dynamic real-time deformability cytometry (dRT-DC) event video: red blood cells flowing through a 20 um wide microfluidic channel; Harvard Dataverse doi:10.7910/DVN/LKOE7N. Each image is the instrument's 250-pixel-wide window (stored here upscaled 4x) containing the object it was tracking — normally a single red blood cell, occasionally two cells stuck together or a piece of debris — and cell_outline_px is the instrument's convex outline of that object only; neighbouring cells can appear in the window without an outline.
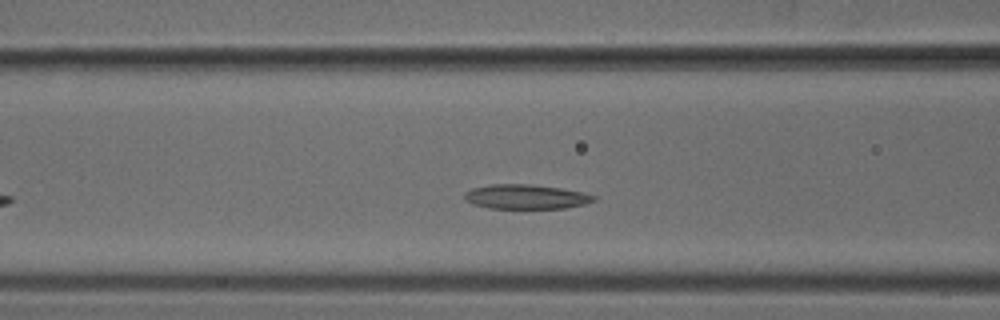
{"species": "common noctule bat (a hibernating species)", "species_latin": "Nyctalus noctula", "temperature_condition": "cold", "stored_images_in_passage": 35, "camera_frame_rate_fps": 3000, "um_per_image_px": 0.085, "animal": {"sex": "male", "body_mass_g": 18.8}, "frame": {"image": 1, "passage_image": 12, "time_ms": 3.667, "image_size_px": [1000, 320], "cell_outline_px": [[596, 200], [584, 204], [564, 208], [488, 208], [472, 204], [464, 200], [464, 192], [472, 188], [492, 184], [528, 184], [560, 188], [584, 192], [596, 196]], "centroid_in_image_um": [44.68, 16.72], "position_along_channel_um": 121.9, "area_um2": 18.5}}
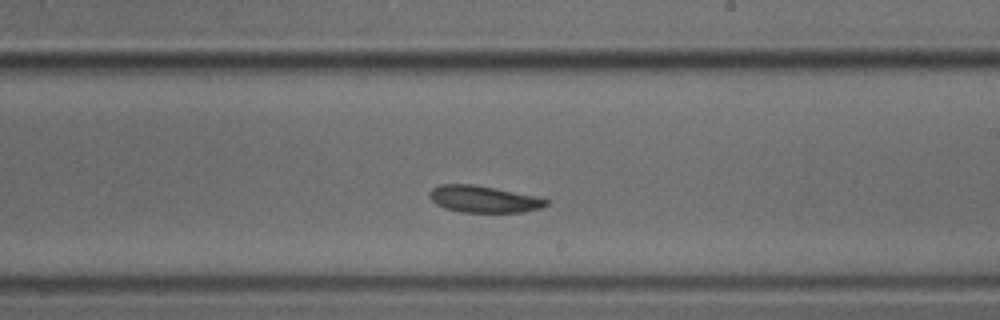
{"frame": {"image": 2, "passage_image": 22, "time_ms": 7.0, "image_size_px": [1000, 320], "cell_outline_px": [[548, 204], [540, 208], [524, 212], [460, 212], [444, 208], [436, 204], [428, 196], [428, 192], [432, 188], [440, 184], [472, 184], [536, 196], [548, 200]], "centroid_in_image_um": [41.06, 16.93], "position_along_channel_um": 247.9, "area_um2": 18.15}}
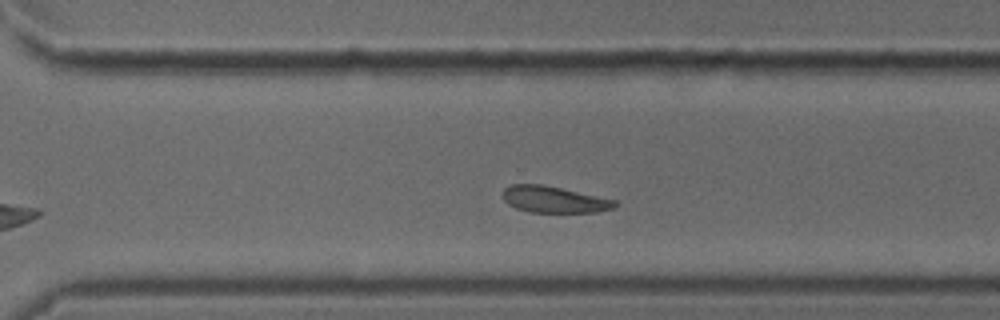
{"frame": {"image": 3, "passage_image": 28, "time_ms": 9.0, "image_size_px": [1000, 320], "cell_outline_px": [[616, 204], [612, 208], [596, 212], [528, 212], [516, 208], [508, 204], [500, 196], [504, 188], [508, 184], [544, 184], [616, 200]], "centroid_in_image_um": [47.01, 16.94], "position_along_channel_um": 323.6, "area_um2": 17.4}}